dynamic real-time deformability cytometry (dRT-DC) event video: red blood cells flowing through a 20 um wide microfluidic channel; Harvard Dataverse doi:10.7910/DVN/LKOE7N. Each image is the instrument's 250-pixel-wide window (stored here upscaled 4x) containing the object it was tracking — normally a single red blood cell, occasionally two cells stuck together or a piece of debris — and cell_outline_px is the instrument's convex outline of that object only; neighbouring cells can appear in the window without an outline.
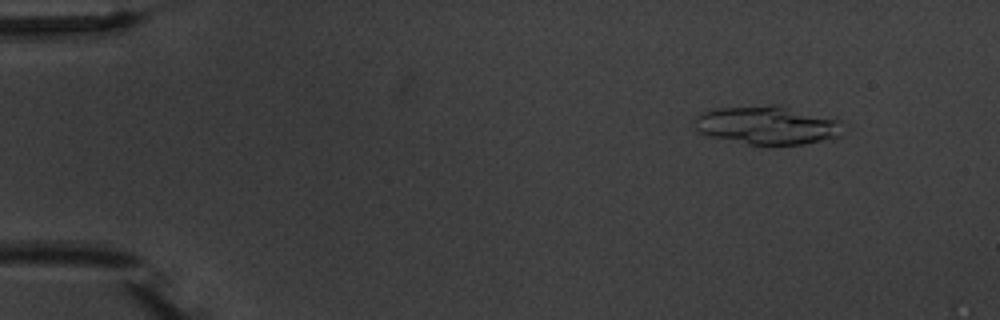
{"species": "common noctule bat (a hibernating species)", "species_latin": "Nyctalus noctula", "temperature_condition": "warm", "stored_images_in_passage": 5, "segment_of_instrument_passage": [1, 2], "camera_frame_rate_fps": 3000, "um_per_image_px": 0.085, "animal": {"sex": "male", "body_mass_g": 20.1, "forearm_length_mm": 53.5}, "frame": {"image": 1, "passage_image": 2, "time_ms": 1.0, "image_size_px": [1000, 320], "cell_outline_px": [[840, 136], [804, 144], [748, 144], [708, 136], [700, 132], [692, 124], [696, 116], [704, 112], [716, 108], [768, 104], [776, 104], [836, 116], [840, 120]], "centroid_in_image_um": [65.25, 10.61], "position_along_channel_um": 19.8, "area_um2": 33.76}}